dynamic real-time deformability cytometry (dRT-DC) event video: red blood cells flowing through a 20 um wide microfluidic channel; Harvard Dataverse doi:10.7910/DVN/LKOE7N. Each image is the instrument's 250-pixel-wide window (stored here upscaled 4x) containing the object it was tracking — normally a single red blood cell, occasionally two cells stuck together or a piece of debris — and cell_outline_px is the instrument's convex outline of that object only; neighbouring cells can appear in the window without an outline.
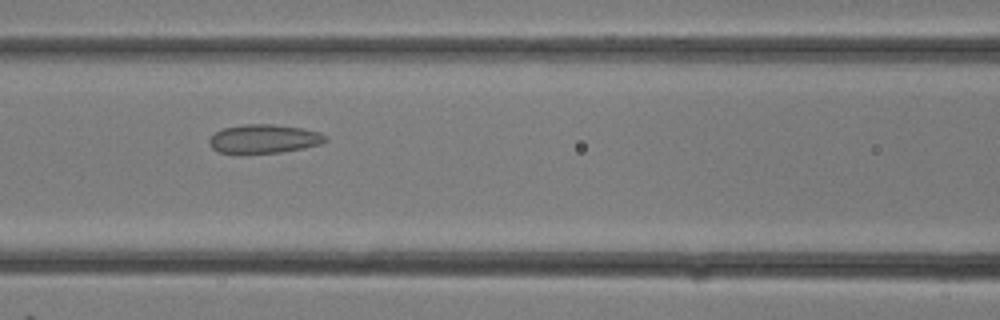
{"species": "common noctule bat (a hibernating species)", "species_latin": "Nyctalus noctula", "temperature_condition": "room temperature", "stored_images_in_passage": 10, "camera_frame_rate_fps": 3000, "um_per_image_px": 0.085, "animal": {"sex": "female"}, "frame": {"image": 1, "passage_image": 7, "time_ms": 2.0, "image_size_px": [1000, 320], "cell_outline_px": [[328, 140], [320, 144], [304, 148], [280, 152], [216, 152], [208, 144], [208, 140], [216, 132], [224, 128], [244, 124], [272, 124], [300, 128], [320, 132], [328, 136]], "centroid_in_image_um": [22.46, 11.79], "position_along_channel_um": 144.1, "area_um2": 19.25}}
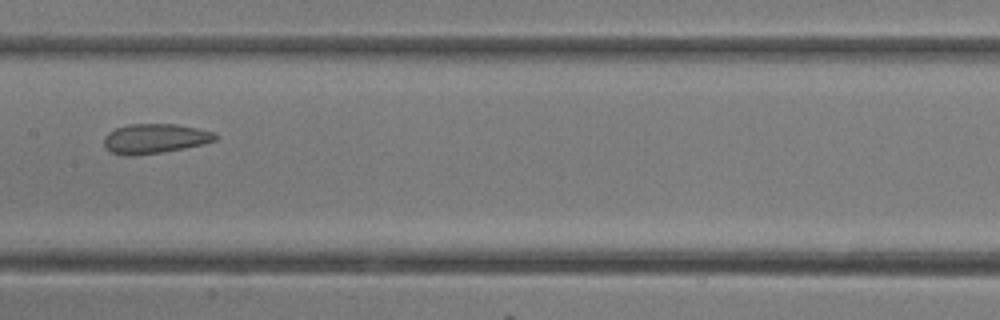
{"frame": {"image": 2, "passage_image": 9, "time_ms": 2.667, "image_size_px": [1000, 320], "cell_outline_px": [[216, 140], [204, 144], [164, 152], [132, 156], [124, 156], [112, 152], [104, 144], [104, 136], [108, 132], [116, 128], [128, 124], [176, 124], [196, 128], [212, 132], [216, 136]], "centroid_in_image_um": [13.13, 11.78], "position_along_channel_um": 194.3, "area_um2": 19.19}}